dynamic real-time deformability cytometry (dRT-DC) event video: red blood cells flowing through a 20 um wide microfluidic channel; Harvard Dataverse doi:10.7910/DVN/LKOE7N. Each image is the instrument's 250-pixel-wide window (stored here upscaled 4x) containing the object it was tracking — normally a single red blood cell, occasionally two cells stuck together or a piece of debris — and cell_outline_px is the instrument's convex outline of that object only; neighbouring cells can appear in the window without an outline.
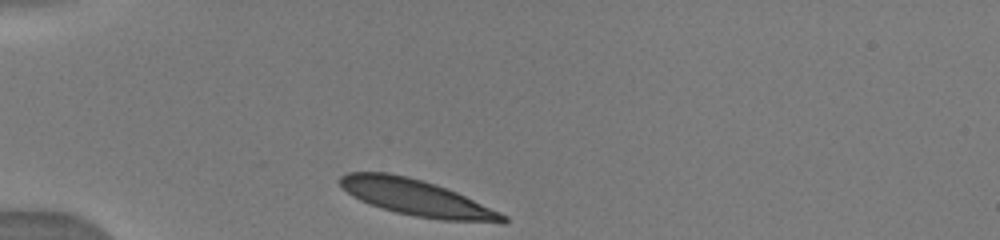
{"species": "human", "species_latin": "Homo sapiens", "temperature_condition": "warm", "stored_images_in_passage": 7, "camera_frame_rate_fps": 3000, "um_per_image_px": 0.085, "donor": {"sex": "male"}, "frame": {"image": 1, "passage_image": 1, "time_ms": 0.0, "image_size_px": [1000, 240], "cell_outline_px": [[508, 220], [504, 224], [440, 220], [416, 216], [396, 212], [380, 208], [360, 200], [352, 196], [336, 180], [340, 176], [348, 172], [388, 172], [408, 176], [436, 184], [456, 192], [500, 212], [508, 216]], "centroid_in_image_um": [35.44, 16.82], "position_along_channel_um": 49.6, "area_um2": 34.51}}